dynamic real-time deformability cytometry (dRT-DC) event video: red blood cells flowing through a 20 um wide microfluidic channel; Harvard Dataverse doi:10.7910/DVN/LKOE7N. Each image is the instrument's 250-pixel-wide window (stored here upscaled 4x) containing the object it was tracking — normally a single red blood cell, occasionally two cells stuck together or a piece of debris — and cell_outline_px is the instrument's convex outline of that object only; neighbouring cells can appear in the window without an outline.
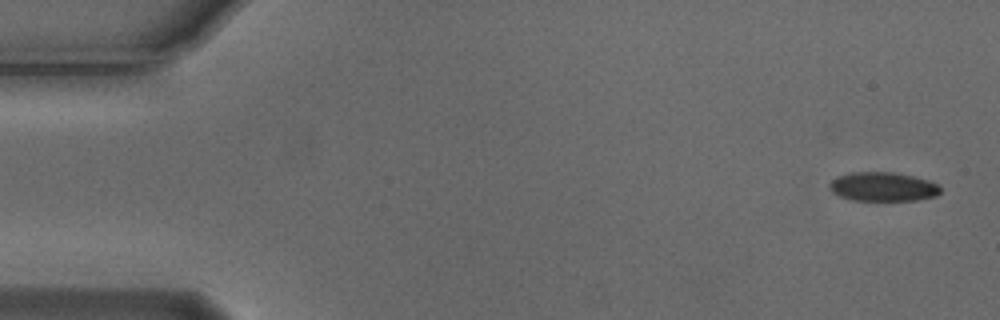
{"species": "Egyptian fruit bat (a non-hibernating species)", "species_latin": "Rousettus aegyptiacus", "temperature_condition": "cold", "stored_images_in_passage": 54, "camera_frame_rate_fps": 3000, "um_per_image_px": 0.085, "animal": {"sex": "male"}, "frame": {"image": 1, "passage_image": 1, "time_ms": 0.0, "image_size_px": [1000, 320], "cell_outline_px": [[940, 192], [936, 196], [916, 200], [852, 200], [840, 196], [832, 192], [828, 188], [828, 184], [836, 176], [852, 172], [892, 172], [912, 176], [928, 180], [936, 184], [940, 188]], "centroid_in_image_um": [75.0, 15.87], "position_along_channel_um": 10.0, "area_um2": 18.73}}
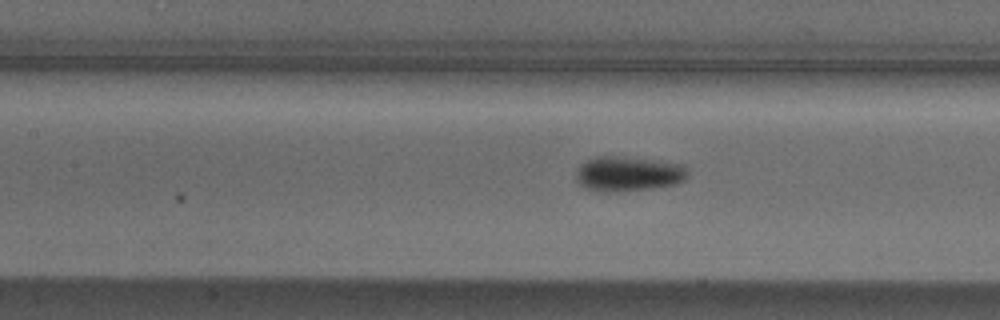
{"frame": {"image": 2, "passage_image": 23, "time_ms": 7.333, "image_size_px": [1000, 320], "cell_outline_px": [[688, 176], [684, 180], [676, 184], [652, 188], [616, 192], [604, 192], [584, 188], [576, 180], [576, 172], [580, 164], [596, 156], [620, 156], [652, 160], [680, 164], [688, 172]], "centroid_in_image_um": [53.36, 14.78], "position_along_channel_um": 154.0, "area_um2": 22.66}}
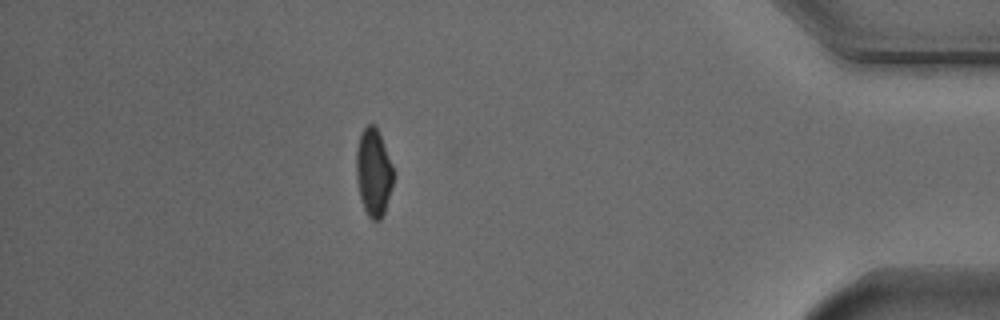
{"frame": {"image": 3, "passage_image": 47, "time_ms": 15.333, "image_size_px": [1000, 320], "cell_outline_px": [[396, 172], [392, 188], [384, 212], [380, 220], [372, 220], [368, 216], [364, 208], [360, 196], [356, 180], [356, 152], [360, 136], [364, 128], [368, 124], [372, 124], [376, 128], [380, 136]], "centroid_in_image_um": [31.77, 14.68], "position_along_channel_um": 403.4, "area_um2": 18.96}, "authors_computed_cell_mechanics": {"area_um2": 20.2011, "velocity_mm_per_s": 3.7189, "shape_relaxation_time_tau1_ms": 3.6971, "shape_relaxation_time_tau2_ms": null, "deformation_change_tau1": 0.1229, "deformation_change_tau2": null}}